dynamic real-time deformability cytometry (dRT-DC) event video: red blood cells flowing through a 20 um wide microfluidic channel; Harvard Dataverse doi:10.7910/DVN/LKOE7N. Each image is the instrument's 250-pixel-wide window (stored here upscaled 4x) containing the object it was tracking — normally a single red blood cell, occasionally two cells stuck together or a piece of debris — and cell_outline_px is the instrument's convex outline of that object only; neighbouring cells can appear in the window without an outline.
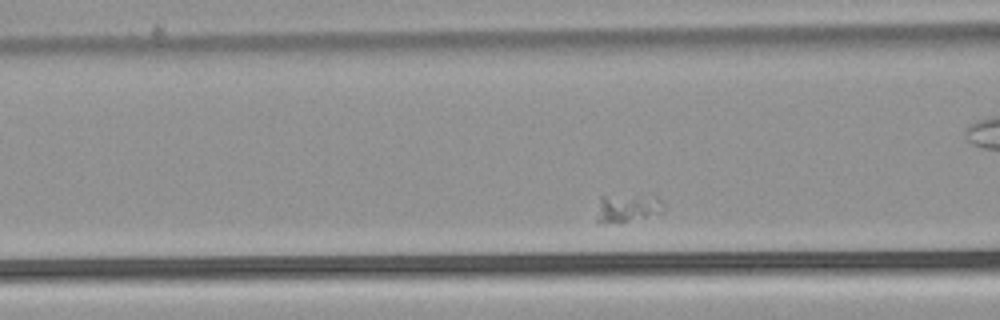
{"species": "common noctule bat (a hibernating species)", "species_latin": "Nyctalus noctula", "temperature_condition": "warm", "stored_images_in_passage": 51, "segment_of_instrument_passage": [1, 2], "camera_frame_rate_fps": 3000, "um_per_image_px": 0.085, "animal": {"sex": "male", "body_mass_g": 21.5, "forearm_length_mm": 52.0}, "frame": {"image": 1, "passage_image": 18, "time_ms": 5.667, "image_size_px": [1000, 320], "cell_outline_px": [[664, 212], [620, 224], [596, 224], [596, 220], [600, 196], [656, 196], [660, 200], [664, 208]], "centroid_in_image_um": [53.29, 17.74], "position_along_channel_um": 113.3, "area_um2": 11.21}}